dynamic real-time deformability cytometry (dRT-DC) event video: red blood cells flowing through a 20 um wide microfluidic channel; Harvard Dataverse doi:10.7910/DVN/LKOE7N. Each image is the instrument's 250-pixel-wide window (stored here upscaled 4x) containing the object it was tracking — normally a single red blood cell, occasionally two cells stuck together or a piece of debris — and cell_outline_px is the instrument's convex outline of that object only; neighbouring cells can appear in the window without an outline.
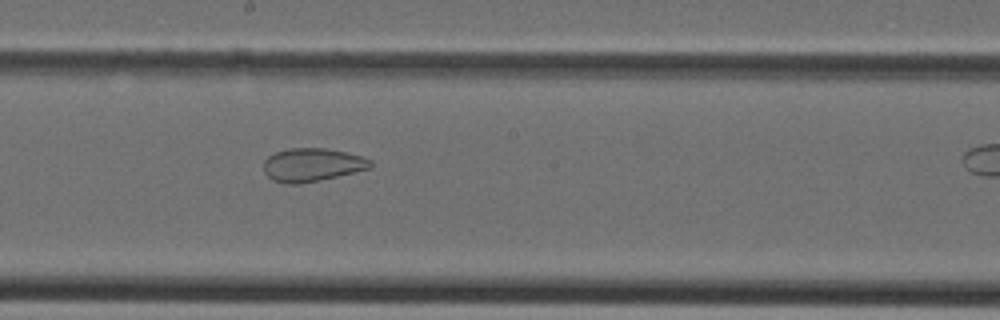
{"species": "Egyptian fruit bat (a non-hibernating species)", "species_latin": "Rousettus aegyptiacus", "temperature_condition": "cold", "stored_images_in_passage": 27, "camera_frame_rate_fps": 3000, "um_per_image_px": 0.085, "animal": {"sex": "female"}, "frame": {"image": 1, "passage_image": 16, "time_ms": 5.0, "image_size_px": [1000, 320], "cell_outline_px": [[372, 168], [320, 180], [300, 184], [284, 184], [272, 180], [264, 172], [264, 160], [268, 156], [276, 152], [288, 148], [324, 148], [344, 152], [360, 156], [372, 160]], "centroid_in_image_um": [26.51, 14.02], "position_along_channel_um": 221.7, "area_um2": 20.75}}